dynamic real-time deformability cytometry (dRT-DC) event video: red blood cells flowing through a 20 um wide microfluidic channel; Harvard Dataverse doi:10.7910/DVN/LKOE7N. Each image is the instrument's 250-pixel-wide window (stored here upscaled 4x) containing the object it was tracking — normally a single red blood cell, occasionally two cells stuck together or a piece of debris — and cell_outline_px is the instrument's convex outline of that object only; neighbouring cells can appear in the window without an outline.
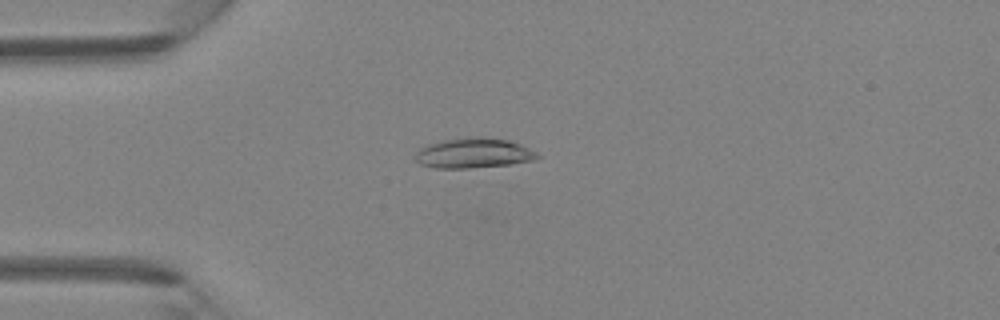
{"species": "Egyptian fruit bat (a non-hibernating species)", "species_latin": "Rousettus aegyptiacus", "temperature_condition": "room temperature", "stored_images_in_passage": 23, "camera_frame_rate_fps": 3000, "um_per_image_px": 0.085, "animal": {"sex": "female"}, "frame": {"image": 1, "passage_image": 12, "time_ms": 3.667, "image_size_px": [1000, 320], "cell_outline_px": [[540, 156], [532, 160], [512, 164], [468, 168], [436, 168], [420, 164], [416, 160], [416, 152], [420, 148], [428, 144], [444, 140], [476, 136], [480, 136], [508, 140], [520, 144], [536, 152]], "centroid_in_image_um": [40.25, 13.01], "position_along_channel_um": 44.8, "area_um2": 21.21}}
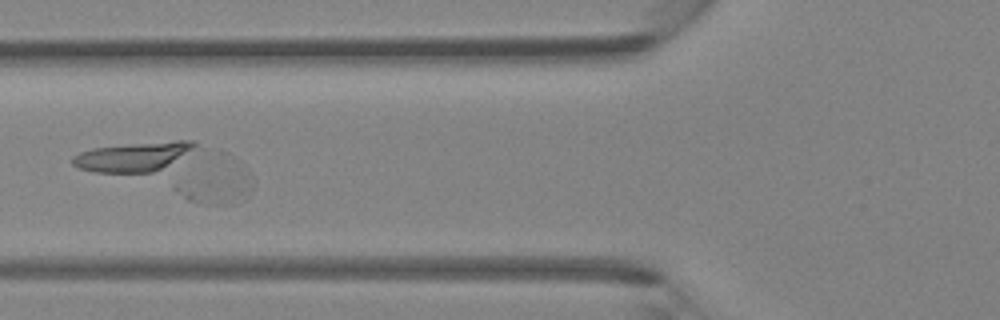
{"frame": {"image": 2, "passage_image": 18, "time_ms": 5.667, "image_size_px": [1000, 320], "cell_outline_px": [[256, 184], [244, 200], [208, 204], [188, 200], [172, 188], [172, 184], [240, 172], [248, 172]], "centroid_in_image_um": [18.46, 16.02], "position_along_channel_um": 107.3, "area_um2": 13.12}}
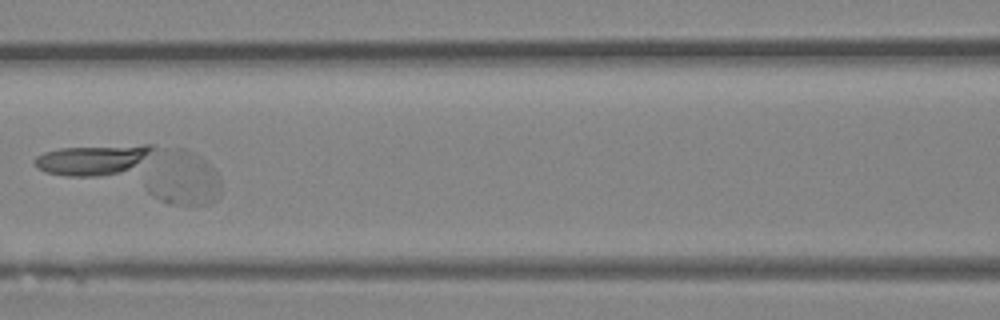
{"frame": {"image": 3, "passage_image": 21, "time_ms": 6.667, "image_size_px": [1000, 320], "cell_outline_px": [[220, 192], [216, 200], [212, 204], [168, 204], [148, 192], [148, 188], [164, 148], [184, 148], [200, 156], [220, 176]], "centroid_in_image_um": [15.67, 15.2], "position_along_channel_um": 150.9, "area_um2": 22.6}}